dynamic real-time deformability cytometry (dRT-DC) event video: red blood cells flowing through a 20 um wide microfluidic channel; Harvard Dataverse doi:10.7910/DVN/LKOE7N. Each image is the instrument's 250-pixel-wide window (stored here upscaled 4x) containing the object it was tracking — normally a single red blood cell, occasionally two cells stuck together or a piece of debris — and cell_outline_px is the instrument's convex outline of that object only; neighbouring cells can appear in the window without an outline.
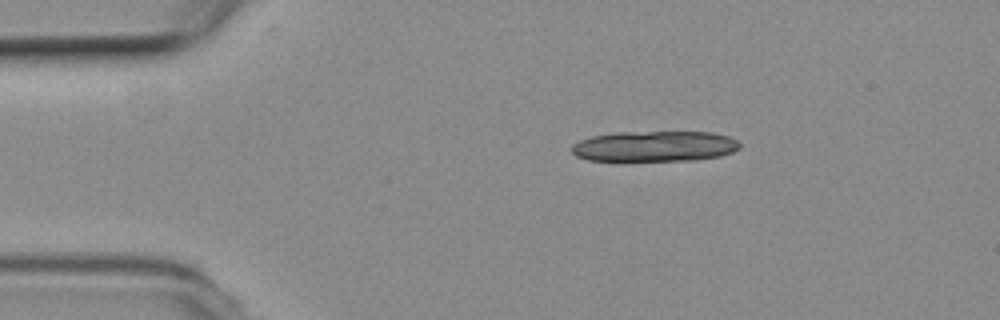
{"species": "common noctule bat (a hibernating species)", "species_latin": "Nyctalus noctula", "temperature_condition": "room temperature", "stored_images_in_passage": 9, "camera_frame_rate_fps": 3000, "um_per_image_px": 0.085, "animal": {"sex": "female", "body_mass_g": 19.3, "forearm_length_mm": 54.1}, "frame": {"image": 1, "passage_image": 1, "time_ms": 0.0, "image_size_px": [1000, 320], "cell_outline_px": [[740, 148], [732, 152], [720, 156], [692, 160], [588, 160], [576, 156], [572, 152], [572, 144], [580, 140], [592, 136], [616, 132], [712, 132], [728, 136], [736, 140], [740, 144]], "centroid_in_image_um": [55.64, 12.42], "position_along_channel_um": 29.4, "area_um2": 29.82}}